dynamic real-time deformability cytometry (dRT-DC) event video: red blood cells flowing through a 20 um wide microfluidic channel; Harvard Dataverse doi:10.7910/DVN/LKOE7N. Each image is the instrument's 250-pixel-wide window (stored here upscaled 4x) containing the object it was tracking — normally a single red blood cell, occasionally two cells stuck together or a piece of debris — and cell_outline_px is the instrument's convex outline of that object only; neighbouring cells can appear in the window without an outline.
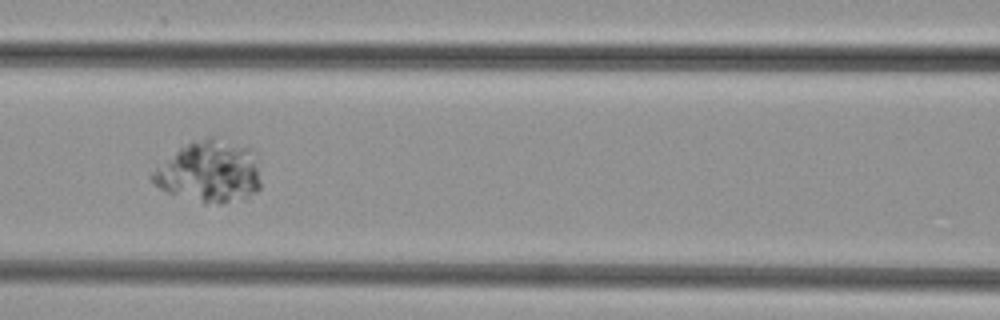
{"species": "common noctule bat (a hibernating species)", "species_latin": "Nyctalus noctula", "temperature_condition": "cold", "stored_images_in_passage": 49, "camera_frame_rate_fps": 3000, "um_per_image_px": 0.085, "animal": {"sex": "female", "body_mass_g": 29.2, "forearm_length_mm": 56.3}, "frame": {"image": 1, "passage_image": 22, "time_ms": 7.0, "image_size_px": [1000, 320], "cell_outline_px": [[260, 188], [256, 192], [244, 200], [220, 204], [204, 204], [168, 192], [152, 184], [148, 176], [156, 168], [180, 148], [192, 140], [208, 136], [216, 136], [252, 148], [256, 160], [260, 180]], "centroid_in_image_um": [17.82, 14.6], "position_along_channel_um": 148.8, "area_um2": 39.59}}
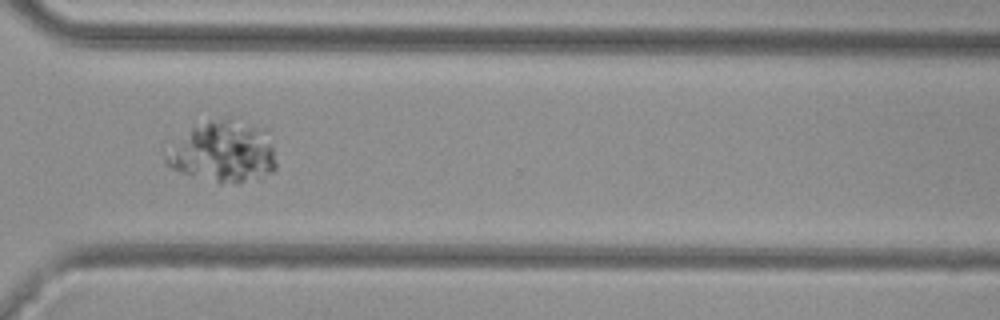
{"frame": {"image": 2, "passage_image": 37, "time_ms": 12.0, "image_size_px": [1000, 320], "cell_outline_px": [[276, 168], [272, 172], [260, 180], [240, 184], [220, 184], [188, 176], [172, 168], [164, 160], [164, 156], [192, 128], [208, 120], [228, 116], [232, 116], [264, 128], [272, 148], [276, 164]], "centroid_in_image_um": [19.04, 12.94], "position_along_channel_um": 351.6, "area_um2": 39.88}}
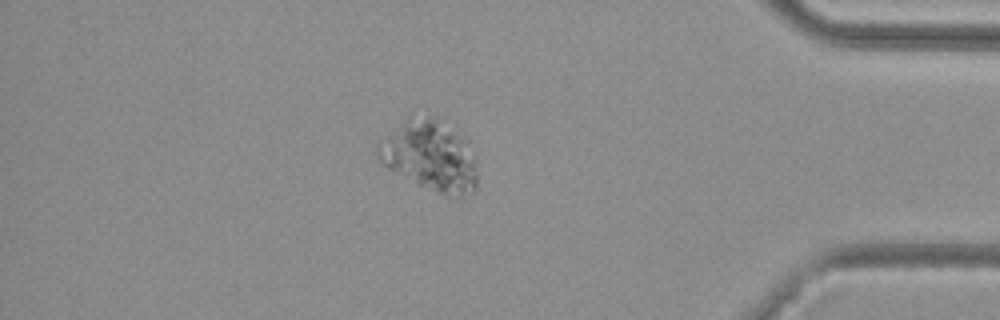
{"frame": {"image": 3, "passage_image": 43, "time_ms": 14.0, "image_size_px": [1000, 320], "cell_outline_px": [[476, 188], [472, 192], [460, 196], [436, 192], [416, 184], [380, 164], [376, 160], [376, 148], [408, 116], [428, 116], [436, 120], [456, 132], [468, 140], [476, 160]], "centroid_in_image_um": [36.55, 13.27], "position_along_channel_um": 398.6, "area_um2": 40.29}}